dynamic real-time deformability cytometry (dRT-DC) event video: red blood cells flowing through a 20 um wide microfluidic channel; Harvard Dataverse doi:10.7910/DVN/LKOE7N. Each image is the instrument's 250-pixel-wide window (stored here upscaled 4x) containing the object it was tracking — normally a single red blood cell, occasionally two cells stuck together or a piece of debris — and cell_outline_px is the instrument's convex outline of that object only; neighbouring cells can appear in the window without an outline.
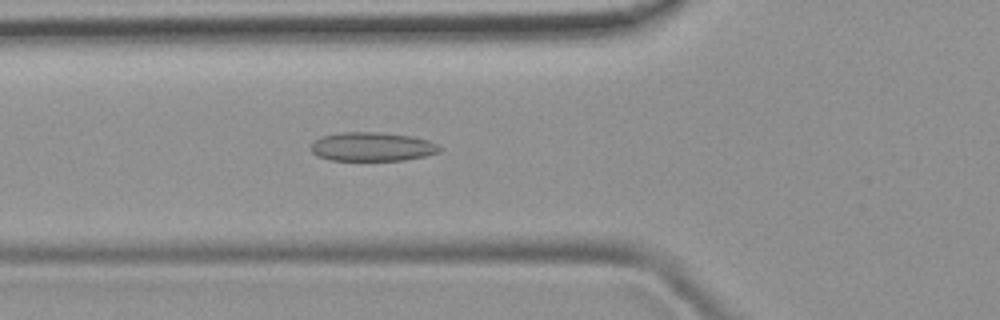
{"species": "common noctule bat (a hibernating species)", "species_latin": "Nyctalus noctula", "temperature_condition": "room temperature", "stored_images_in_passage": 47, "camera_frame_rate_fps": 3000, "um_per_image_px": 0.085, "animal": {"sex": "female", "body_mass_g": 19.9}, "frame": {"image": 1, "passage_image": 16, "time_ms": 5.0, "image_size_px": [1000, 320], "cell_outline_px": [[440, 152], [424, 156], [404, 160], [328, 160], [316, 156], [308, 148], [320, 136], [340, 132], [380, 132], [412, 136], [428, 140], [436, 144], [440, 148]], "centroid_in_image_um": [31.58, 12.47], "position_along_channel_um": 94.2, "area_um2": 21.79}}
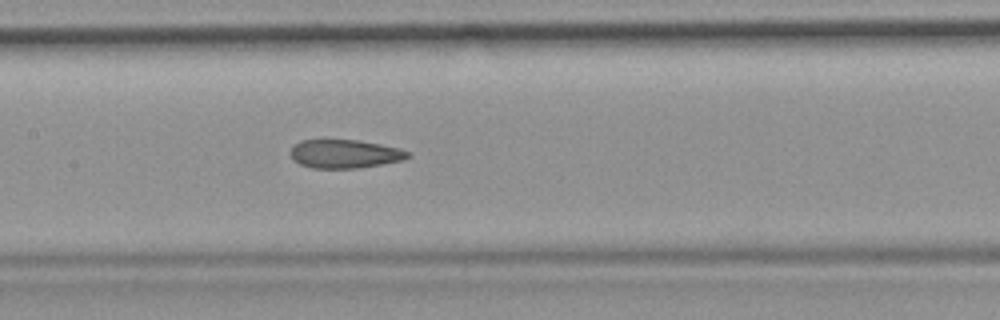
{"frame": {"image": 2, "passage_image": 22, "time_ms": 7.0, "image_size_px": [1000, 320], "cell_outline_px": [[412, 156], [404, 160], [384, 164], [360, 168], [312, 168], [300, 164], [292, 160], [292, 148], [300, 140], [356, 140], [380, 144], [400, 148], [408, 152]], "centroid_in_image_um": [29.35, 13.09], "position_along_channel_um": 178.1, "area_um2": 19.54}}
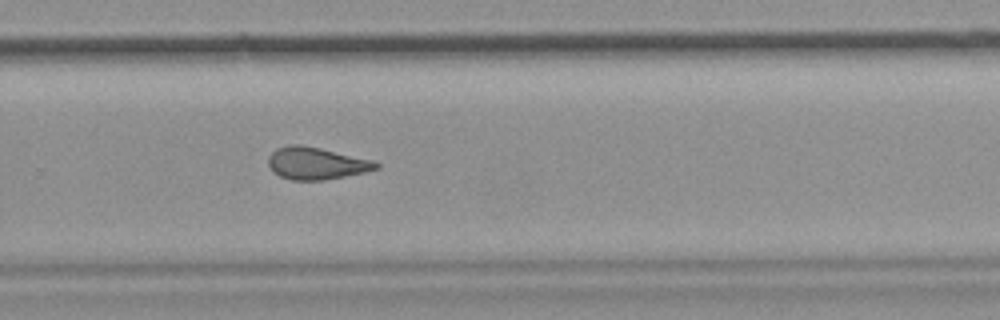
{"frame": {"image": 3, "passage_image": 31, "time_ms": 10.0, "image_size_px": [1000, 320], "cell_outline_px": [[380, 168], [364, 172], [324, 180], [292, 180], [280, 176], [272, 172], [268, 164], [268, 156], [276, 148], [288, 144], [300, 144], [320, 148], [372, 160], [380, 164]], "centroid_in_image_um": [26.84, 13.88], "position_along_channel_um": 303.0, "area_um2": 20.23}}